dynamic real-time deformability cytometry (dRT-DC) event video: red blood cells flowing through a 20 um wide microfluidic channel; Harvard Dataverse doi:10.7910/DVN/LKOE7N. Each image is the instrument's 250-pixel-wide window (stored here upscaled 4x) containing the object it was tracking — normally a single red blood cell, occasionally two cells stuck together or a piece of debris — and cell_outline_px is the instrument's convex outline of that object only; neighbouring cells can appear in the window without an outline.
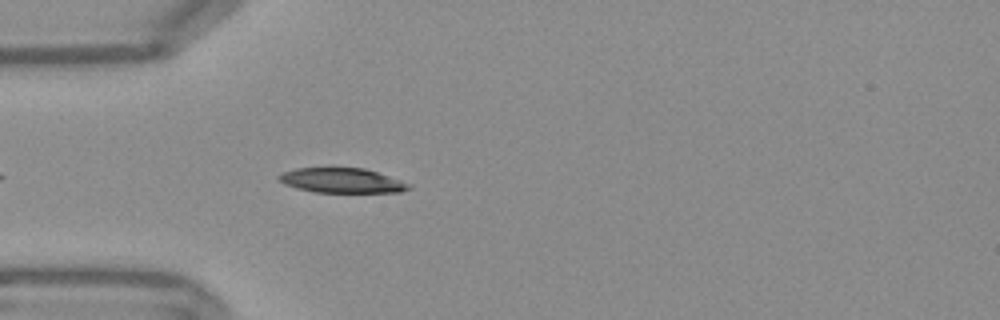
{"species": "Egyptian fruit bat (a non-hibernating species)", "species_latin": "Rousettus aegyptiacus", "temperature_condition": "warm", "stored_images_in_passage": 24, "camera_frame_rate_fps": 3000, "um_per_image_px": 0.085, "frame": {"image": 1, "passage_image": 1, "time_ms": 0.0, "image_size_px": [1000, 320], "cell_outline_px": [[412, 188], [400, 192], [316, 192], [296, 188], [284, 184], [276, 176], [284, 172], [296, 168], [364, 168], [412, 184]], "centroid_in_image_um": [29.07, 15.35], "position_along_channel_um": 55.9, "area_um2": 18.61}}
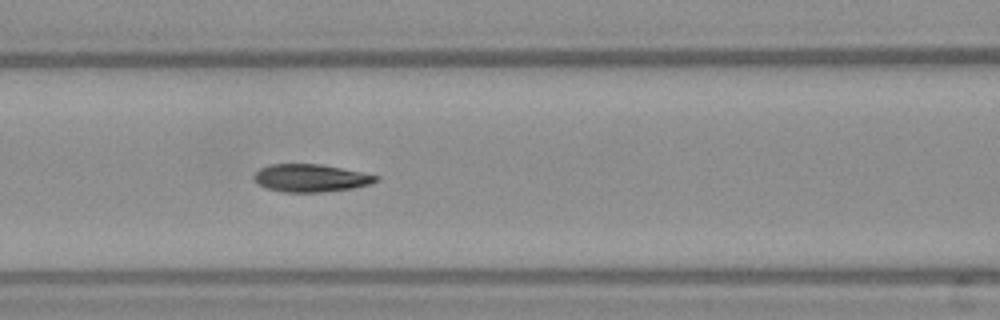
{"frame": {"image": 2, "passage_image": 8, "time_ms": 2.333, "image_size_px": [1000, 320], "cell_outline_px": [[380, 180], [372, 184], [352, 188], [324, 192], [284, 192], [268, 188], [260, 184], [252, 176], [260, 168], [268, 164], [320, 164], [380, 176]], "centroid_in_image_um": [26.44, 15.13], "position_along_channel_um": 140.2, "area_um2": 19.59}}
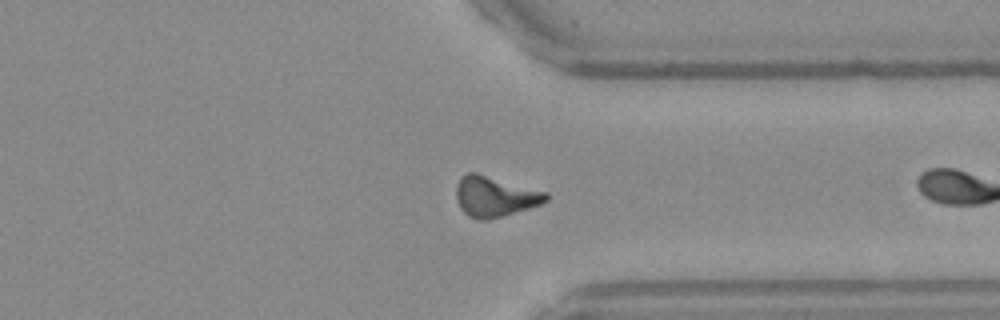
{"frame": {"image": 3, "passage_image": 23, "time_ms": 7.333, "image_size_px": [1000, 320], "cell_outline_px": [[548, 200], [540, 204], [528, 208], [488, 220], [480, 220], [468, 216], [460, 208], [456, 200], [456, 184], [460, 176], [468, 172], [476, 172], [548, 192]], "centroid_in_image_um": [42.03, 16.68], "position_along_channel_um": 369.4, "area_um2": 21.27}}